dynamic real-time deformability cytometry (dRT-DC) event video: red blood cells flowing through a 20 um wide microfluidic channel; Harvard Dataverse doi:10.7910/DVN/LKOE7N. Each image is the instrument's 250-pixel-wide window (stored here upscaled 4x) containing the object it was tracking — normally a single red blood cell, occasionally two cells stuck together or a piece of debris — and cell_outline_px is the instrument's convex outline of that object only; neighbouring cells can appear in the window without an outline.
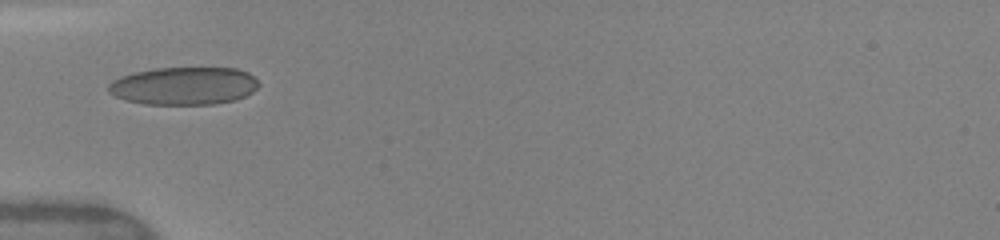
{"species": "human", "species_latin": "Homo sapiens", "temperature_condition": "warm", "stored_images_in_passage": 23, "camera_frame_rate_fps": 3000, "um_per_image_px": 0.085, "donor": {"sex": "female"}, "frame": {"image": 1, "passage_image": 1, "time_ms": 0.0, "image_size_px": [1000, 240], "cell_outline_px": [[260, 84], [252, 92], [236, 100], [212, 104], [144, 104], [124, 100], [108, 92], [108, 84], [112, 80], [120, 76], [136, 72], [156, 68], [236, 68], [248, 72]], "centroid_in_image_um": [15.61, 7.3], "position_along_channel_um": 69.4, "area_um2": 33.12}}